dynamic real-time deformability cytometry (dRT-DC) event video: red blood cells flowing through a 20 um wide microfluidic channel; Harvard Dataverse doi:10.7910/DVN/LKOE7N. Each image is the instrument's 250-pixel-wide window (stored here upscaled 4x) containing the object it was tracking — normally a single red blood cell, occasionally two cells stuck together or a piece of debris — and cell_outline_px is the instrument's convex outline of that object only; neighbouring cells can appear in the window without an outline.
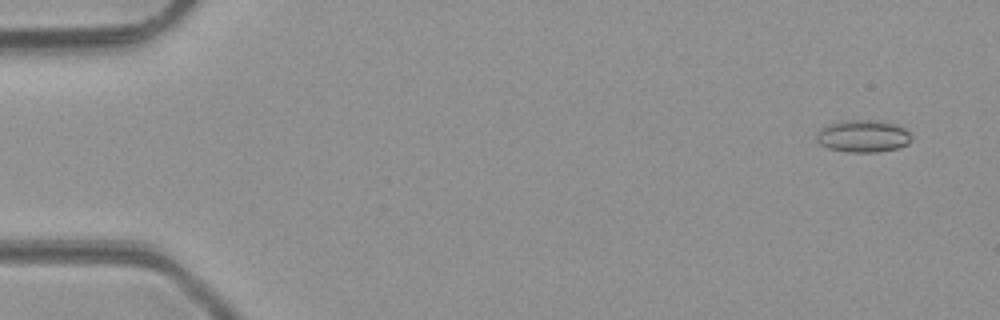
{"species": "common noctule bat (a hibernating species)", "species_latin": "Nyctalus noctula", "temperature_condition": "room temperature", "stored_images_in_passage": 5, "camera_frame_rate_fps": 3000, "um_per_image_px": 0.085, "animal": {"sex": "male", "body_mass_g": 23.1, "forearm_length_mm": 52.7}, "frame": {"image": 1, "passage_image": 1, "time_ms": 0.0, "image_size_px": [1000, 320], "cell_outline_px": [[912, 140], [908, 144], [896, 148], [876, 152], [848, 152], [828, 148], [820, 144], [816, 140], [816, 132], [820, 128], [828, 124], [844, 120], [884, 120], [896, 124], [904, 128], [912, 136]], "centroid_in_image_um": [73.35, 11.55], "position_along_channel_um": 11.6, "area_um2": 18.09}}
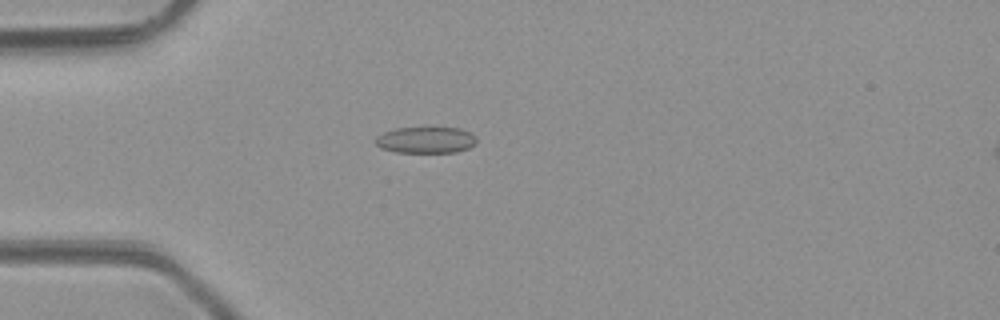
{"frame": {"image": 2, "passage_image": 4, "time_ms": 3.667, "image_size_px": [1000, 320], "cell_outline_px": [[476, 144], [468, 148], [456, 152], [396, 152], [380, 148], [376, 144], [376, 136], [384, 132], [396, 128], [424, 124], [460, 128], [476, 136]], "centroid_in_image_um": [36.2, 11.84], "position_along_channel_um": 48.8, "area_um2": 16.36}}